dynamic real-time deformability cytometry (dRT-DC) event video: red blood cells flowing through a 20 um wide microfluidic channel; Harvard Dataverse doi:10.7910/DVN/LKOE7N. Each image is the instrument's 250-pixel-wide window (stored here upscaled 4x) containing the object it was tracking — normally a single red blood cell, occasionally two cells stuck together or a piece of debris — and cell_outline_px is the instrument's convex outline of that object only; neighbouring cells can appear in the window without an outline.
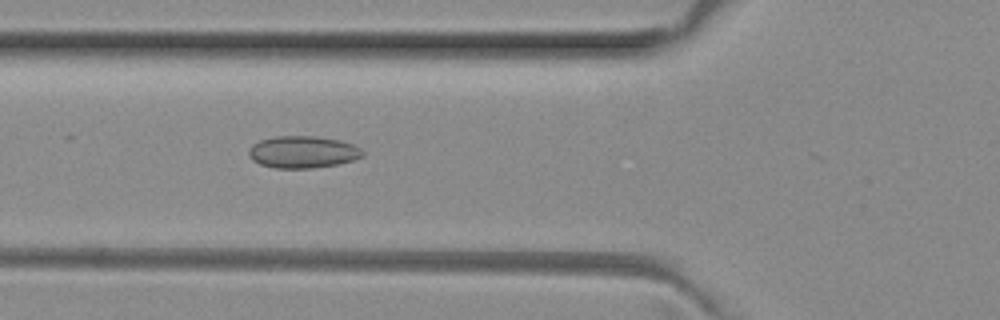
{"species": "common noctule bat (a hibernating species)", "species_latin": "Nyctalus noctula", "temperature_condition": "room temperature", "stored_images_in_passage": 7, "camera_frame_rate_fps": 3000, "um_per_image_px": 0.085, "animal": {"sex": "female", "body_mass_g": 29.2, "forearm_length_mm": 56.3}, "frame": {"image": 1, "passage_image": 7, "time_ms": 2.0, "image_size_px": [1000, 320], "cell_outline_px": [[364, 156], [352, 160], [336, 164], [312, 168], [276, 168], [260, 164], [252, 160], [248, 156], [248, 152], [252, 144], [260, 140], [276, 136], [316, 136], [340, 140], [352, 144], [360, 148], [364, 152]], "centroid_in_image_um": [25.72, 12.91], "position_along_channel_um": 100.1, "area_um2": 21.27}}